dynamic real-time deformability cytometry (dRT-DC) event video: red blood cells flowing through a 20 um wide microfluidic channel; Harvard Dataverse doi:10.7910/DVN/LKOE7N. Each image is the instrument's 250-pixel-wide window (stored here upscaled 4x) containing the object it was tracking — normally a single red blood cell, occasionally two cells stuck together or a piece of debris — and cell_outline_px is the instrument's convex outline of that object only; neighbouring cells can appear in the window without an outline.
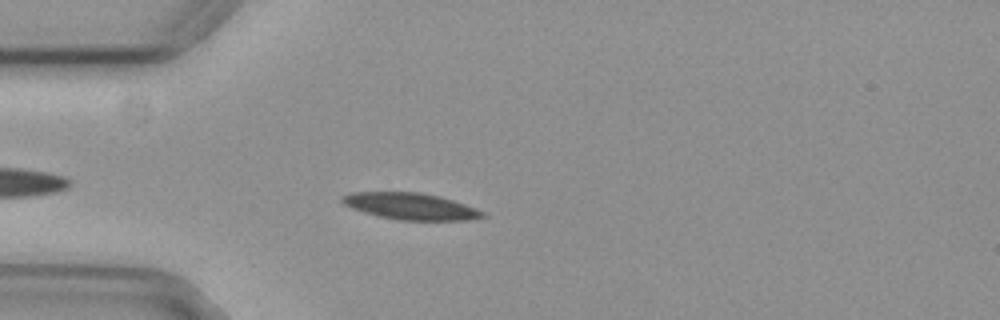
{"species": "common noctule bat (a hibernating species)", "species_latin": "Nyctalus noctula", "temperature_condition": "cold", "stored_images_in_passage": 39, "camera_frame_rate_fps": 3000, "um_per_image_px": 0.085, "animal": {"sex": "female", "body_mass_g": 29.2, "forearm_length_mm": 56.3}, "frame": {"image": 1, "passage_image": 6, "time_ms": 1.667, "image_size_px": [1000, 320], "cell_outline_px": [[488, 216], [468, 220], [400, 220], [380, 216], [364, 212], [352, 208], [344, 204], [340, 200], [340, 196], [352, 192], [420, 192], [440, 196], [476, 208], [484, 212]], "centroid_in_image_um": [34.9, 17.53], "position_along_channel_um": 50.1, "area_um2": 21.73}}
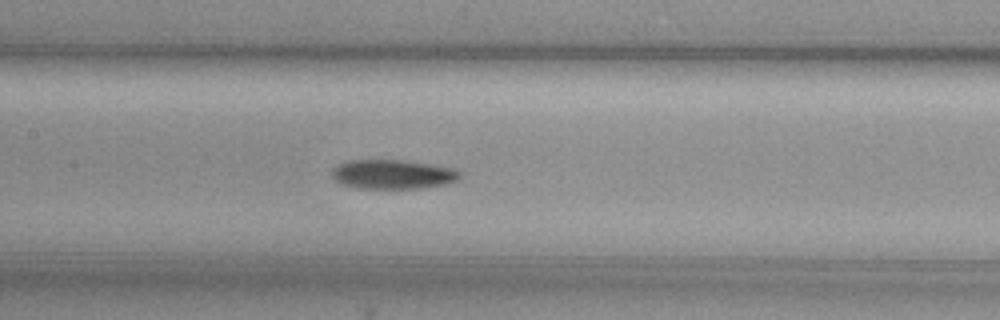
{"frame": {"image": 2, "passage_image": 17, "time_ms": 5.333, "image_size_px": [1000, 320], "cell_outline_px": [[460, 176], [456, 180], [444, 184], [420, 188], [356, 188], [340, 184], [332, 176], [332, 168], [340, 164], [352, 160], [404, 160], [456, 168], [460, 172]], "centroid_in_image_um": [33.38, 14.81], "position_along_channel_um": 174.0, "area_um2": 21.73}}
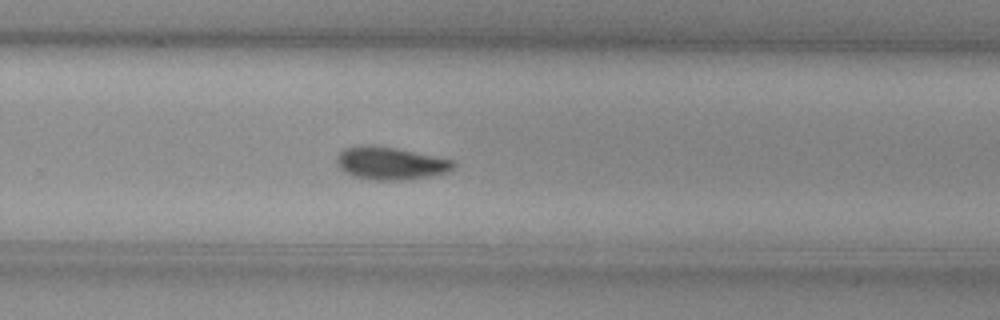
{"frame": {"image": 3, "passage_image": 27, "time_ms": 8.667, "image_size_px": [1000, 320], "cell_outline_px": [[456, 168], [452, 172], [432, 176], [408, 180], [368, 180], [352, 176], [344, 172], [336, 164], [336, 156], [344, 148], [360, 144], [372, 144], [396, 148], [456, 160]], "centroid_in_image_um": [33.22, 13.88], "position_along_channel_um": 296.6, "area_um2": 23.06}, "authors_computed_cell_mechanics": {"area_um2": 22.1952, "velocity_mm_per_s": 3.6923, "shape_relaxation_time_tau1_ms": 5.7661, "shape_relaxation_time_tau2_ms": null, "deformation_change_tau1": 0.1588, "deformation_change_tau2": null}}